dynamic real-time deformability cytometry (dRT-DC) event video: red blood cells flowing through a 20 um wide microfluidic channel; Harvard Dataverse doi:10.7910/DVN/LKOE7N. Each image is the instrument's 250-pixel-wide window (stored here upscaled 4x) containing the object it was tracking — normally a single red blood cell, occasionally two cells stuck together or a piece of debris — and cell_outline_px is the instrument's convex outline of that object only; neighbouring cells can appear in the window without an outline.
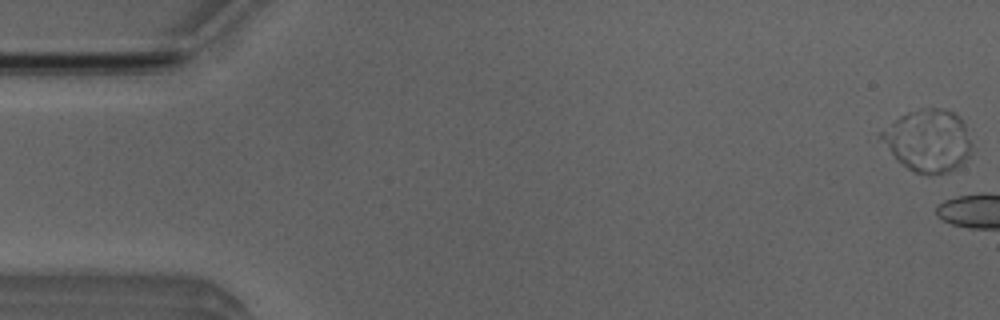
{"species": "Egyptian fruit bat (a non-hibernating species)", "species_latin": "Rousettus aegyptiacus", "temperature_condition": "room temperature", "stored_images_in_passage": 6, "camera_frame_rate_fps": 3000, "um_per_image_px": 0.085, "animal": {"sex": "male"}, "frame": {"image": 1, "passage_image": 1, "time_ms": 0.0, "image_size_px": [1000, 320], "cell_outline_px": [[972, 152], [960, 164], [948, 172], [928, 176], [916, 172], [908, 168], [876, 140], [876, 132], [900, 116], [908, 112], [920, 108], [944, 108], [952, 112], [964, 124], [972, 144]], "centroid_in_image_um": [78.81, 11.95], "position_along_channel_um": 6.2, "area_um2": 33.23}}